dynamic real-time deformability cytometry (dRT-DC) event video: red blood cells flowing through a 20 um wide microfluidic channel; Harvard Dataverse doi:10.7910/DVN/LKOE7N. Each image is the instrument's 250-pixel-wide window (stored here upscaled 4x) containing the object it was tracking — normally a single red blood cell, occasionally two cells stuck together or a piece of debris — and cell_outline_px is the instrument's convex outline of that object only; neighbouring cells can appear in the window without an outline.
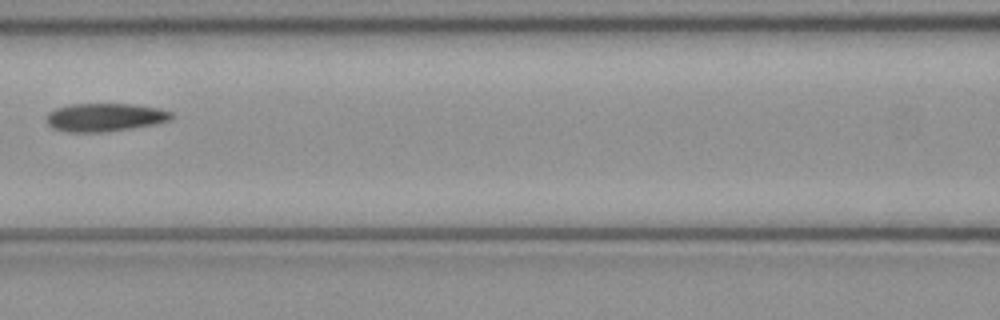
{"species": "common noctule bat (a hibernating species)", "species_latin": "Nyctalus noctula", "temperature_condition": "cold", "stored_images_in_passage": 6, "camera_frame_rate_fps": 3000, "um_per_image_px": 0.085, "animal": {"sex": "female", "body_mass_g": 21.9}, "frame": {"image": 1, "passage_image": 6, "time_ms": 1.667, "image_size_px": [1000, 320], "cell_outline_px": [[176, 116], [168, 120], [156, 124], [108, 132], [64, 132], [52, 128], [48, 124], [48, 112], [56, 108], [68, 104], [132, 104], [160, 108], [172, 112]], "centroid_in_image_um": [8.94, 9.97], "position_along_channel_um": 157.7, "area_um2": 20.75}}